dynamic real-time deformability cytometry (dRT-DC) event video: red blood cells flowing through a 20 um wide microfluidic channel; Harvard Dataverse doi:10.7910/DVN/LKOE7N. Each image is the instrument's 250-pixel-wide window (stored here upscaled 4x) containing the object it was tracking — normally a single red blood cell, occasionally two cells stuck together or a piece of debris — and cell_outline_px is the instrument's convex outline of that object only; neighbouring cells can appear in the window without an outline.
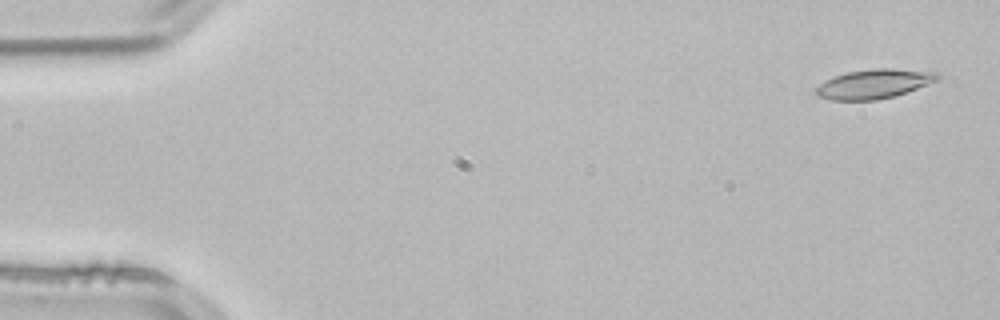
{"species": "common noctule bat (a hibernating species)", "species_latin": "Nyctalus noctula", "temperature_condition": "room temperature", "stored_images_in_passage": 4, "segment_of_instrument_passage": [1, 2], "camera_frame_rate_fps": 3000, "um_per_image_px": 0.085, "animal": {"sex": "male", "body_mass_g": 21.5, "forearm_length_mm": 52.0}, "frame": {"image": 1, "passage_image": 1, "time_ms": 0.0, "image_size_px": [1000, 320], "cell_outline_px": [[940, 80], [892, 96], [876, 100], [832, 100], [816, 96], [816, 88], [820, 84], [836, 76], [848, 72], [876, 68], [888, 68], [936, 72], [940, 76]], "centroid_in_image_um": [74.3, 7.13], "position_along_channel_um": 10.7, "area_um2": 20.35}}